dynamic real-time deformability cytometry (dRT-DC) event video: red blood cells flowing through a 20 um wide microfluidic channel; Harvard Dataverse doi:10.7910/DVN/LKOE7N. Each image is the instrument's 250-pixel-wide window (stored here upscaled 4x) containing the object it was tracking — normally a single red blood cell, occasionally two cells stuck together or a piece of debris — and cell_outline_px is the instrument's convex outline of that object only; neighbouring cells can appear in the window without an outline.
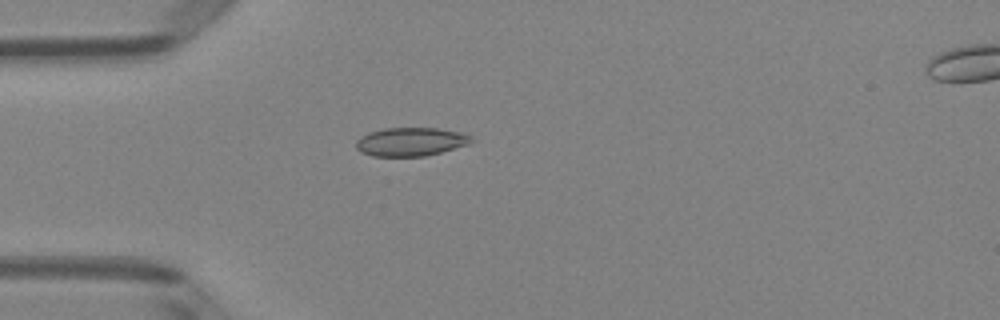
{"species": "Egyptian fruit bat (a non-hibernating species)", "species_latin": "Rousettus aegyptiacus", "temperature_condition": "room temperature", "stored_images_in_passage": 2, "camera_frame_rate_fps": 3000, "um_per_image_px": 0.085, "animal": {"sex": "female"}, "frame": {"image": 1, "passage_image": 1, "time_ms": 0.0, "image_size_px": [1000, 320], "cell_outline_px": [[476, 140], [468, 144], [440, 152], [424, 156], [372, 156], [360, 152], [356, 148], [356, 140], [360, 136], [368, 132], [384, 128], [436, 128], [460, 132], [472, 136]], "centroid_in_image_um": [34.89, 12.04], "position_along_channel_um": 50.1, "area_um2": 19.25}}